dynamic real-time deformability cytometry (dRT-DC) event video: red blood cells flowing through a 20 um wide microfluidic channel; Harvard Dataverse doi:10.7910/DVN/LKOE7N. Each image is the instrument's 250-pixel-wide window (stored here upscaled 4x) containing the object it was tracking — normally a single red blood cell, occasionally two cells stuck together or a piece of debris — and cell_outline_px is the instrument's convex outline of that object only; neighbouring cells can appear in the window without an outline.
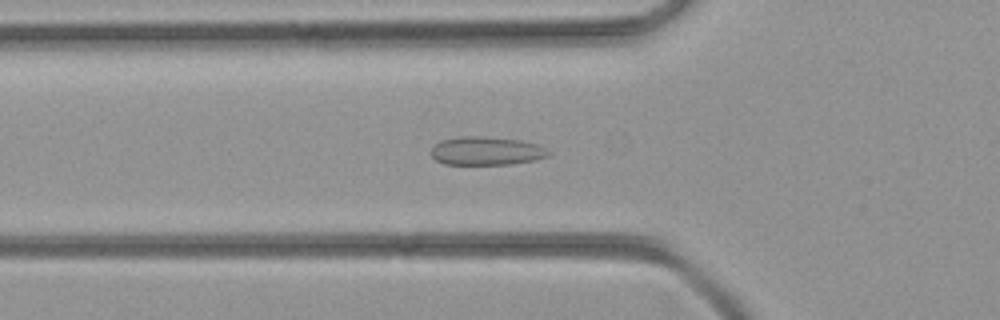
{"species": "common noctule bat (a hibernating species)", "species_latin": "Nyctalus noctula", "temperature_condition": "room temperature", "stored_images_in_passage": 46, "camera_frame_rate_fps": 3000, "um_per_image_px": 0.085, "animal": {"sex": "female", "body_mass_g": 21.9}, "frame": {"image": 1, "passage_image": 16, "time_ms": 5.0, "image_size_px": [1000, 320], "cell_outline_px": [[552, 156], [536, 160], [512, 164], [444, 164], [436, 160], [428, 152], [440, 140], [464, 136], [484, 136], [520, 140], [536, 144], [552, 152]], "centroid_in_image_um": [41.36, 12.83], "position_along_channel_um": 84.4, "area_um2": 19.65}}
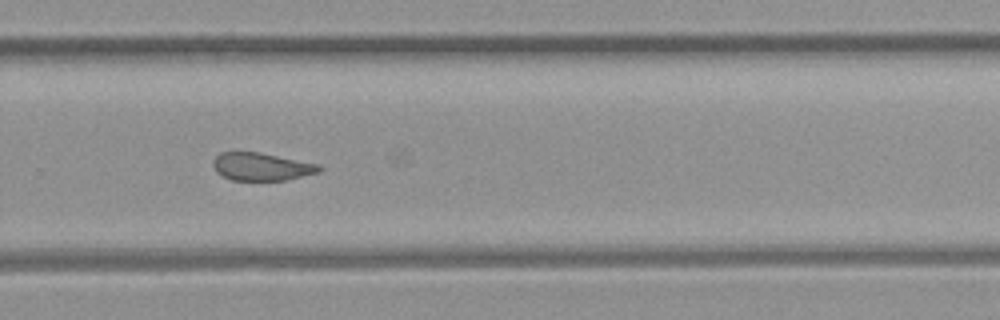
{"frame": {"image": 2, "passage_image": 31, "time_ms": 10.0, "image_size_px": [1000, 320], "cell_outline_px": [[324, 168], [320, 172], [288, 180], [232, 180], [216, 172], [212, 164], [212, 160], [220, 152], [260, 152], [320, 164]], "centroid_in_image_um": [22.26, 14.16], "position_along_channel_um": 307.5, "area_um2": 17.4}}
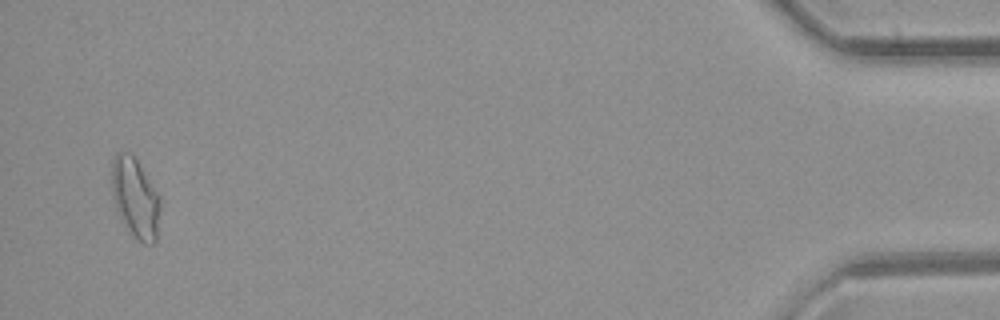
{"frame": {"image": 3, "passage_image": 45, "time_ms": 14.667, "image_size_px": [1000, 320], "cell_outline_px": [[160, 208], [156, 240], [152, 244], [144, 244], [132, 232], [120, 216], [112, 192], [112, 160], [116, 152], [128, 152], [136, 160], [160, 196]], "centroid_in_image_um": [11.52, 16.79], "position_along_channel_um": 423.7, "area_um2": 21.85}}